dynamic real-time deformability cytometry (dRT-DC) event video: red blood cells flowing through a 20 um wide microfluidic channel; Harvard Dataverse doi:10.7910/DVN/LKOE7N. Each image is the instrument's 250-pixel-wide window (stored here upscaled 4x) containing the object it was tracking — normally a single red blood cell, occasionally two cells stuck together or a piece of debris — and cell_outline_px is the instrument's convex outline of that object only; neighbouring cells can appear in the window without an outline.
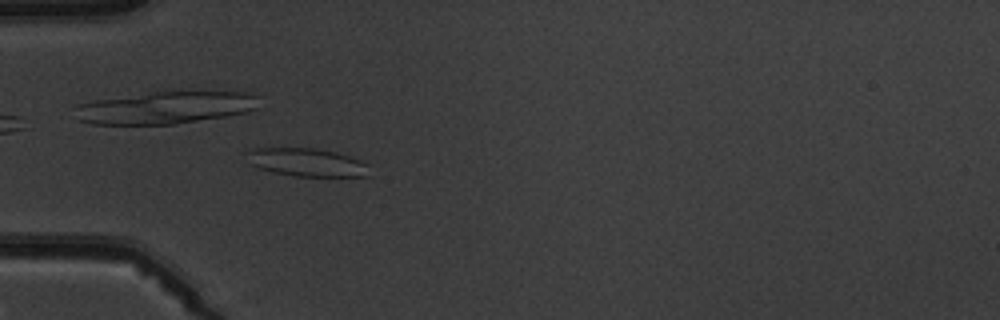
{"species": "common noctule bat (a hibernating species)", "species_latin": "Nyctalus noctula", "temperature_condition": "warm", "stored_images_in_passage": 5, "camera_frame_rate_fps": 3000, "um_per_image_px": 0.085, "animal": {"sex": "male", "body_mass_g": 19.5, "forearm_length_mm": 54.6}, "frame": {"image": 1, "passage_image": 5, "time_ms": 5.333, "image_size_px": [1000, 320], "cell_outline_px": [[368, 176], [292, 176], [272, 172], [248, 164], [248, 148], [312, 148], [336, 152], [360, 160], [368, 164]], "centroid_in_image_um": [26.04, 13.8], "position_along_channel_um": 59.0, "area_um2": 20.06}}